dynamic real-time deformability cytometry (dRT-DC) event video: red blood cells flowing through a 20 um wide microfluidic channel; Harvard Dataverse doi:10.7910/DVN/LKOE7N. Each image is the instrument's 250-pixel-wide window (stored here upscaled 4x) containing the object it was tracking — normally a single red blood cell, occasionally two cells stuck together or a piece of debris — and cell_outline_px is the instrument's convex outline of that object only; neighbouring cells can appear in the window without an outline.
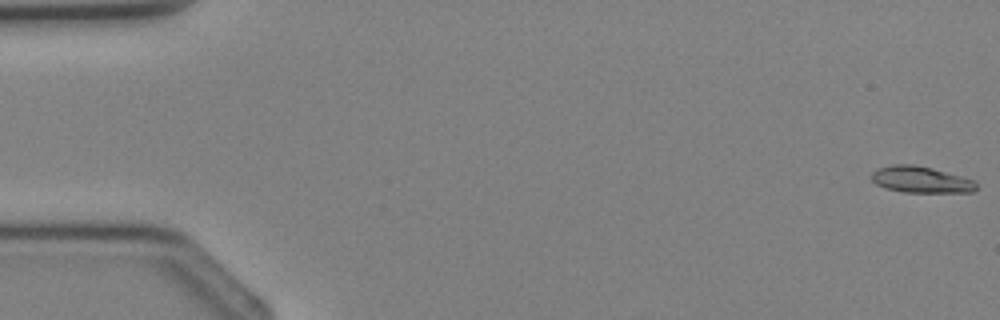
{"species": "Egyptian fruit bat (a non-hibernating species)", "species_latin": "Rousettus aegyptiacus", "temperature_condition": "cold", "stored_images_in_passage": 4, "camera_frame_rate_fps": 3000, "um_per_image_px": 0.085, "animal": {"sex": "female"}, "frame": {"image": 1, "passage_image": 1, "time_ms": 0.0, "image_size_px": [1000, 320], "cell_outline_px": [[976, 188], [972, 192], [904, 192], [884, 188], [876, 184], [872, 180], [872, 172], [876, 168], [892, 164], [912, 164], [932, 168], [976, 180]], "centroid_in_image_um": [78.25, 15.26], "position_along_channel_um": 6.7, "area_um2": 16.18}}